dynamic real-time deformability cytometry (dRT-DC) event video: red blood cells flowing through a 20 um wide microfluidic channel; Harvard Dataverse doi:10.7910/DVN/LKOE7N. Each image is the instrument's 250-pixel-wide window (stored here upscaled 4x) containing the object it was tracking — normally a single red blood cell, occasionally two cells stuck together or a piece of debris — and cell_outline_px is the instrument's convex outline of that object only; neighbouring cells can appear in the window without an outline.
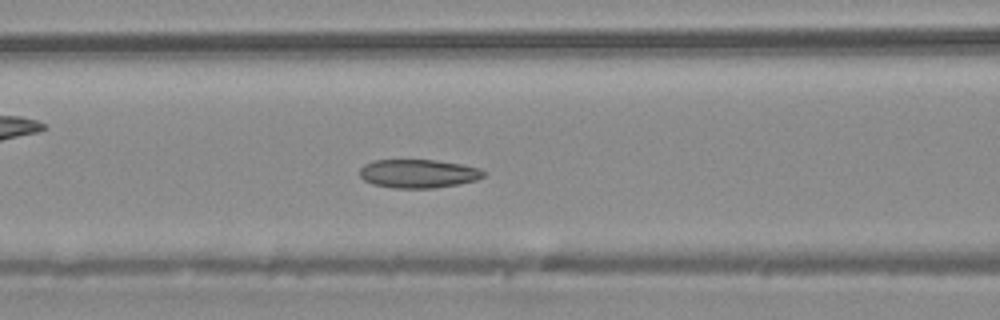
{"species": "common noctule bat (a hibernating species)", "species_latin": "Nyctalus noctula", "temperature_condition": "warm", "stored_images_in_passage": 30, "camera_frame_rate_fps": 3000, "um_per_image_px": 0.085, "animal": {"sex": "male", "body_mass_g": 20.4}, "frame": {"image": 1, "passage_image": 5, "time_ms": 1.333, "image_size_px": [1000, 320], "cell_outline_px": [[488, 172], [484, 176], [476, 180], [456, 184], [432, 188], [396, 188], [372, 184], [364, 180], [360, 176], [360, 168], [364, 164], [372, 160], [436, 160], [460, 164], [480, 168]], "centroid_in_image_um": [35.55, 14.75], "position_along_channel_um": 131.0, "area_um2": 20.63}}
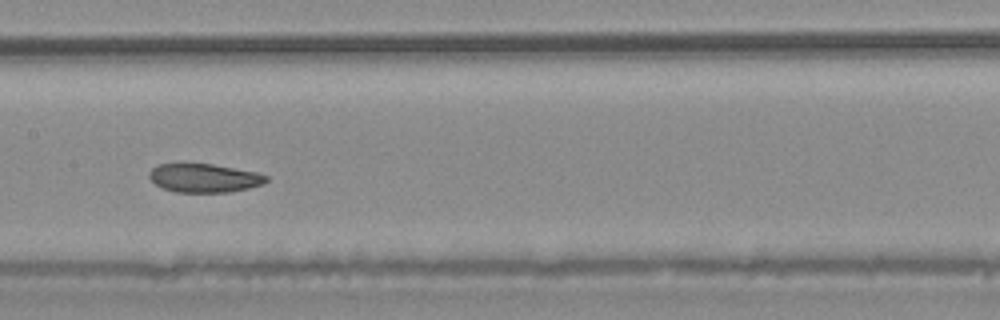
{"frame": {"image": 2, "passage_image": 9, "time_ms": 2.667, "image_size_px": [1000, 320], "cell_outline_px": [[268, 180], [264, 184], [248, 188], [228, 192], [176, 192], [160, 188], [148, 176], [148, 172], [156, 164], [212, 164], [256, 172], [268, 176]], "centroid_in_image_um": [17.34, 15.13], "position_along_channel_um": 190.1, "area_um2": 19.54}}